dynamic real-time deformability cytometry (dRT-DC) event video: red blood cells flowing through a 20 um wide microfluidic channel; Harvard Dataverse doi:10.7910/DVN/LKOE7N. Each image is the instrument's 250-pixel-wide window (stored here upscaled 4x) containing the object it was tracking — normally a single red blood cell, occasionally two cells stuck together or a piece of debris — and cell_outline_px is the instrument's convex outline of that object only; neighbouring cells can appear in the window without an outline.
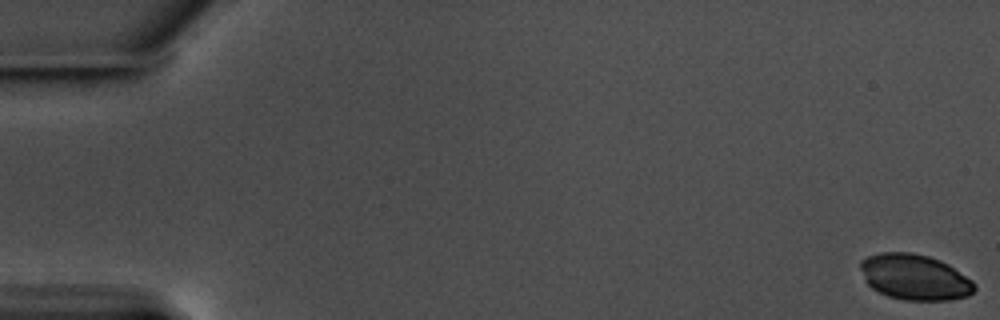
{"species": "common noctule bat (a hibernating species)", "species_latin": "Nyctalus noctula", "temperature_condition": "warm", "stored_images_in_passage": 9, "camera_frame_rate_fps": 3000, "um_per_image_px": 0.085, "animal": {"sex": "male", "body_mass_g": 17.5, "forearm_length_mm": 52.3}, "frame": {"image": 1, "passage_image": 1, "time_ms": 0.0, "image_size_px": [1000, 320], "cell_outline_px": [[976, 288], [968, 296], [948, 300], [904, 300], [888, 296], [872, 288], [868, 284], [860, 268], [860, 260], [868, 256], [880, 252], [912, 252], [928, 256], [940, 260], [948, 264], [972, 280], [976, 284]], "centroid_in_image_um": [77.75, 23.55], "position_along_channel_um": 7.2, "area_um2": 30.35}}